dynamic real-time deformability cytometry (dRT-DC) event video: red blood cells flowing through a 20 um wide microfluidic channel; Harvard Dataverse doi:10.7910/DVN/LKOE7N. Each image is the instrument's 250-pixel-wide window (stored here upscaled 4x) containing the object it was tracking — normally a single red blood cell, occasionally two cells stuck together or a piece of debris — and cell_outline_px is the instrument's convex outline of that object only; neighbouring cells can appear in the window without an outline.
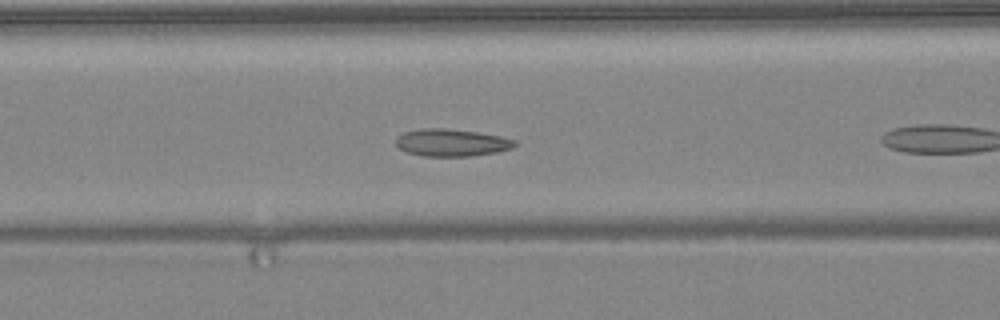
{"species": "common noctule bat (a hibernating species)", "species_latin": "Nyctalus noctula", "temperature_condition": "warm", "stored_images_in_passage": 12, "camera_frame_rate_fps": 3000, "um_per_image_px": 0.085, "animal": {"sex": "female", "body_mass_g": 24.6, "forearm_length_mm": 56.2}, "frame": {"image": 1, "passage_image": 7, "time_ms": 2.0, "image_size_px": [1000, 320], "cell_outline_px": [[516, 144], [512, 148], [496, 152], [472, 156], [420, 156], [404, 152], [396, 144], [396, 136], [404, 132], [420, 128], [444, 128], [476, 132], [500, 136], [516, 140]], "centroid_in_image_um": [38.34, 12.12], "position_along_channel_um": 128.3, "area_um2": 19.02}}
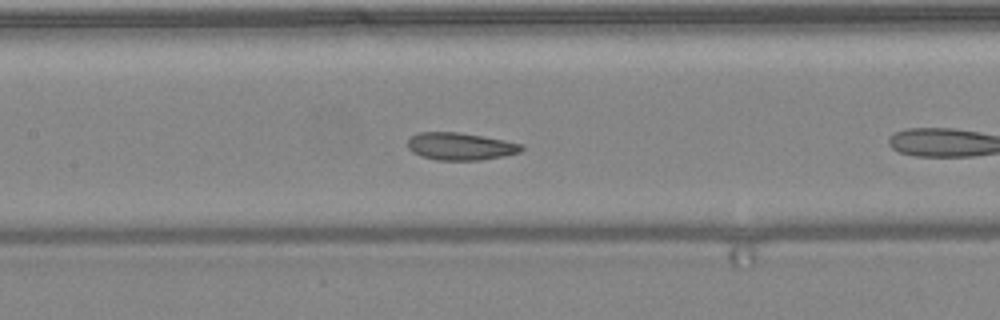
{"frame": {"image": 2, "passage_image": 10, "time_ms": 3.0, "image_size_px": [1000, 320], "cell_outline_px": [[524, 148], [520, 152], [504, 156], [480, 160], [436, 160], [420, 156], [412, 152], [408, 148], [408, 140], [416, 132], [456, 132], [484, 136], [524, 144]], "centroid_in_image_um": [39.14, 12.44], "position_along_channel_um": 168.3, "area_um2": 18.32}}